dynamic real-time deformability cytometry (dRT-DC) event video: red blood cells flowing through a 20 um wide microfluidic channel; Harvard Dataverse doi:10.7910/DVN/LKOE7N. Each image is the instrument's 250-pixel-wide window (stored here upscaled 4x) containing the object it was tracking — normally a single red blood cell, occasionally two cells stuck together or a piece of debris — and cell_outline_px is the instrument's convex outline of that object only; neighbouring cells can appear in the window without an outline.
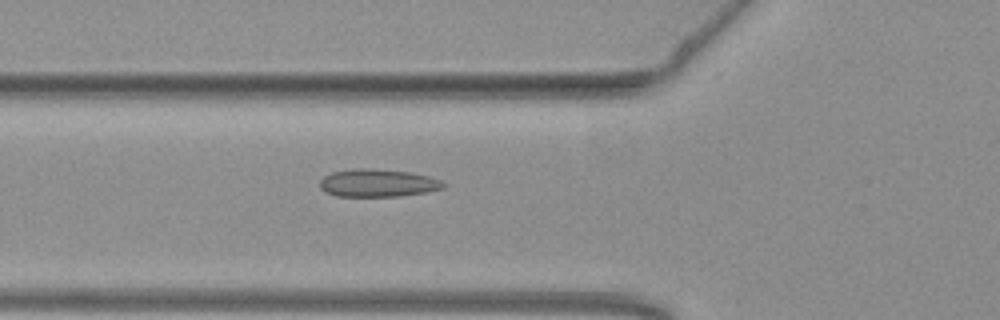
{"species": "common noctule bat (a hibernating species)", "species_latin": "Nyctalus noctula", "temperature_condition": "warm", "stored_images_in_passage": 51, "camera_frame_rate_fps": 3000, "um_per_image_px": 0.085, "animal": {"sex": "female", "body_mass_g": 19.3, "forearm_length_mm": 54.1}, "frame": {"image": 1, "passage_image": 16, "time_ms": 5.0, "image_size_px": [1000, 320], "cell_outline_px": [[448, 184], [444, 188], [428, 192], [400, 196], [336, 196], [324, 192], [320, 188], [320, 180], [324, 176], [332, 172], [356, 168], [372, 168], [412, 172], [428, 176], [440, 180]], "centroid_in_image_um": [32.13, 15.55], "position_along_channel_um": 93.7, "area_um2": 20.23}}
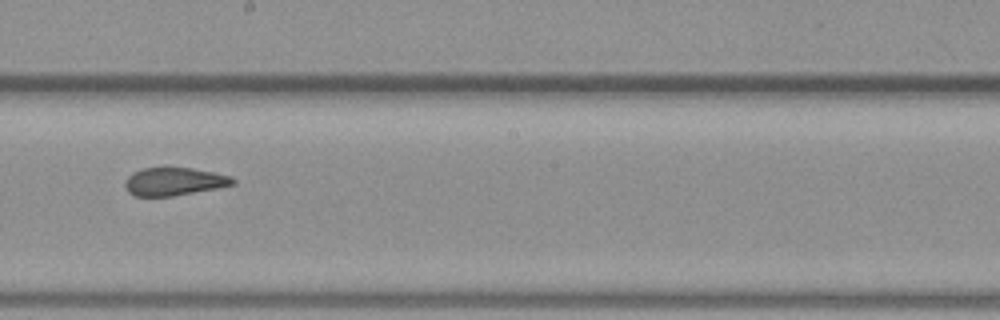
{"frame": {"image": 2, "passage_image": 27, "time_ms": 8.667, "image_size_px": [1000, 320], "cell_outline_px": [[236, 184], [216, 188], [172, 196], [136, 196], [128, 192], [124, 188], [124, 184], [128, 176], [144, 168], [192, 168], [232, 176], [236, 180]], "centroid_in_image_um": [14.81, 15.44], "position_along_channel_um": 233.4, "area_um2": 17.4}}
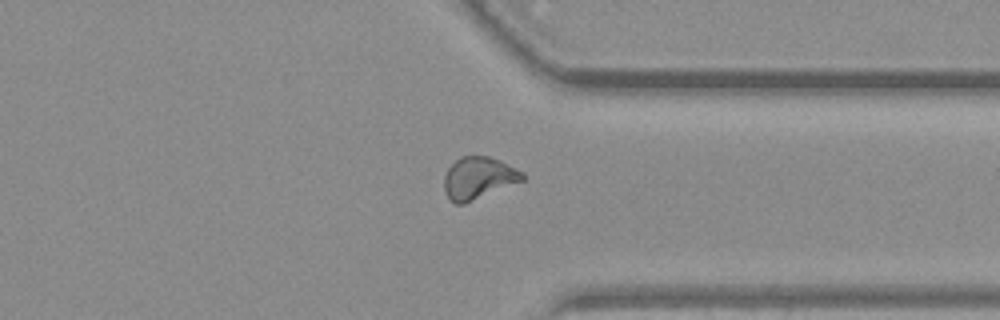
{"frame": {"image": 3, "passage_image": 38, "time_ms": 12.333, "image_size_px": [1000, 320], "cell_outline_px": [[524, 180], [464, 204], [456, 204], [444, 192], [444, 176], [448, 168], [460, 156], [488, 156], [500, 160], [524, 172]], "centroid_in_image_um": [40.67, 15.12], "position_along_channel_um": 370.7, "area_um2": 19.13}, "authors_computed_cell_mechanics": {"area_um2": 19.074, "velocity_mm_per_s": 3.8036, "shape_relaxation_time_tau1_ms": null, "shape_relaxation_time_tau2_ms": 1.0573, "deformation_change_tau1": null, "deformation_change_tau2": 0.0924}}